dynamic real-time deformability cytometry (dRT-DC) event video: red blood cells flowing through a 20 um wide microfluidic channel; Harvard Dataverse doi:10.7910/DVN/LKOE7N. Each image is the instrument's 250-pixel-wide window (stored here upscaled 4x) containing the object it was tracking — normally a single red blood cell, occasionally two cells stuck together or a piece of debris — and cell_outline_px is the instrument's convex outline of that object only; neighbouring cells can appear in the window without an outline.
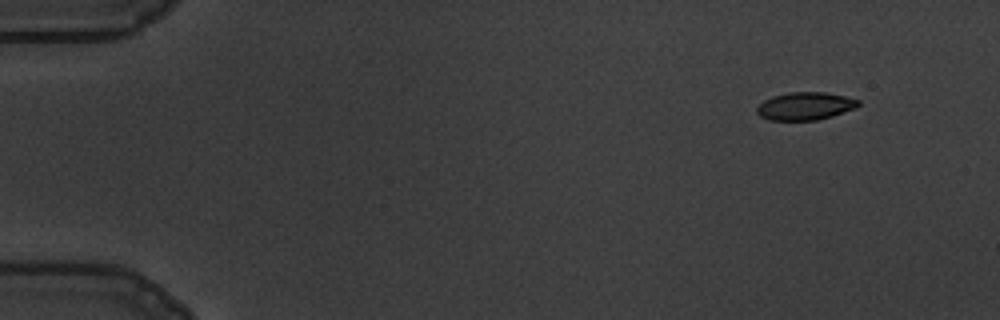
{"species": "common noctule bat (a hibernating species)", "species_latin": "Nyctalus noctula", "temperature_condition": "warm", "stored_images_in_passage": 54, "camera_frame_rate_fps": 3000, "um_per_image_px": 0.085, "animal": {"sex": "male", "body_mass_g": 19.5, "forearm_length_mm": 54.6}, "frame": {"image": 1, "passage_image": 1, "time_ms": 0.0, "image_size_px": [1000, 320], "cell_outline_px": [[860, 104], [856, 108], [832, 116], [816, 120], [768, 120], [760, 116], [756, 112], [756, 108], [764, 100], [772, 96], [792, 92], [824, 92], [844, 96], [860, 100]], "centroid_in_image_um": [68.44, 9.02], "position_along_channel_um": 16.6, "area_um2": 16.42}}
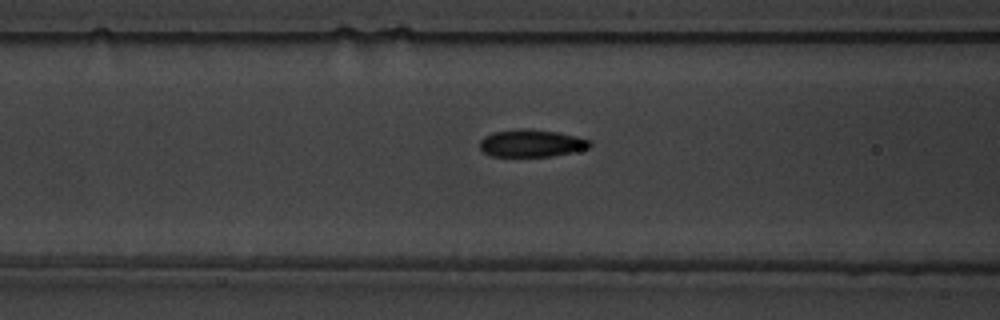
{"frame": {"image": 2, "passage_image": 20, "time_ms": 6.333, "image_size_px": [1000, 320], "cell_outline_px": [[592, 144], [588, 148], [572, 152], [552, 156], [492, 156], [484, 152], [480, 148], [480, 140], [484, 136], [492, 132], [516, 128], [528, 128], [556, 132], [580, 136], [592, 140]], "centroid_in_image_um": [45.19, 12.15], "position_along_channel_um": 121.4, "area_um2": 17.8}}
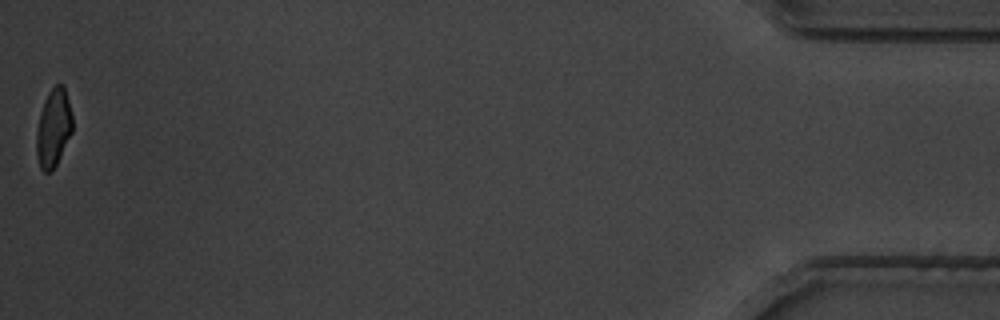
{"frame": {"image": 3, "passage_image": 54, "time_ms": 17.667, "image_size_px": [1000, 320], "cell_outline_px": [[72, 132], [52, 172], [44, 172], [40, 168], [36, 156], [36, 132], [40, 112], [44, 100], [48, 92], [56, 84], [64, 84], [72, 116]], "centroid_in_image_um": [4.53, 10.88], "position_along_channel_um": 430.7, "area_um2": 16.42}, "authors_computed_cell_mechanics": {"area_um2": 17.4556, "velocity_mm_per_s": 3.5129, "shape_relaxation_time_tau1_ms": 3.5311, "shape_relaxation_time_tau2_ms": 1.2225, "deformation_change_tau1": 0.164, "deformation_change_tau2": 0.0648}}